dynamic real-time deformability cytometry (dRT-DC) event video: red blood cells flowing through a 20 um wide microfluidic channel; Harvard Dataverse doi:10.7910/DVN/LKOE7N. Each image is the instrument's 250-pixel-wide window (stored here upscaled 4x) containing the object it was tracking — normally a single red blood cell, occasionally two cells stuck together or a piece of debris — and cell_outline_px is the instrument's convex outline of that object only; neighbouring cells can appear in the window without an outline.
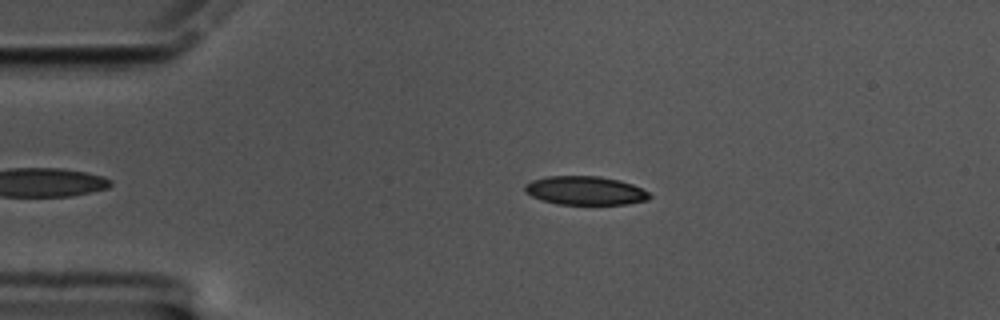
{"species": "common noctule bat (a hibernating species)", "species_latin": "Nyctalus noctula", "temperature_condition": "cold", "stored_images_in_passage": 45, "camera_frame_rate_fps": 3000, "um_per_image_px": 0.085, "animal": {"sex": "male", "body_mass_g": 17.5, "forearm_length_mm": 52.3}, "frame": {"image": 1, "passage_image": 4, "time_ms": 1.0, "image_size_px": [1000, 320], "cell_outline_px": [[652, 196], [648, 200], [628, 204], [556, 204], [540, 200], [524, 192], [524, 184], [532, 180], [548, 176], [600, 176], [620, 180], [632, 184], [648, 192]], "centroid_in_image_um": [49.72, 16.2], "position_along_channel_um": 35.3, "area_um2": 20.98}}
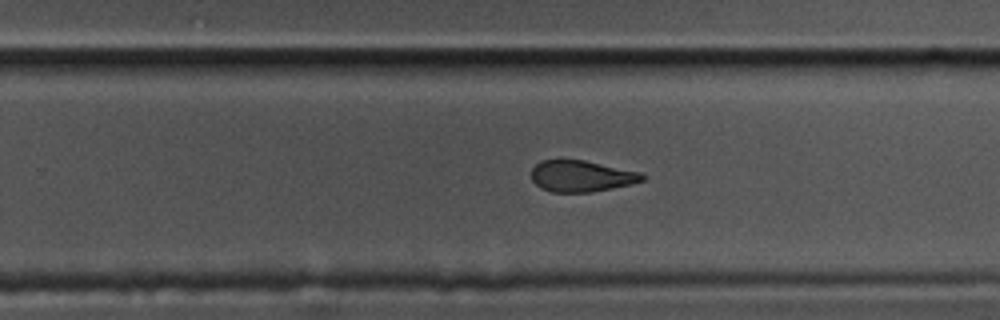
{"frame": {"image": 2, "passage_image": 29, "time_ms": 9.333, "image_size_px": [1000, 320], "cell_outline_px": [[648, 176], [644, 180], [632, 184], [592, 192], [552, 192], [540, 188], [532, 180], [532, 168], [540, 160], [560, 156], [584, 160], [640, 172]], "centroid_in_image_um": [49.38, 14.93], "position_along_channel_um": 280.4, "area_um2": 20.92}}
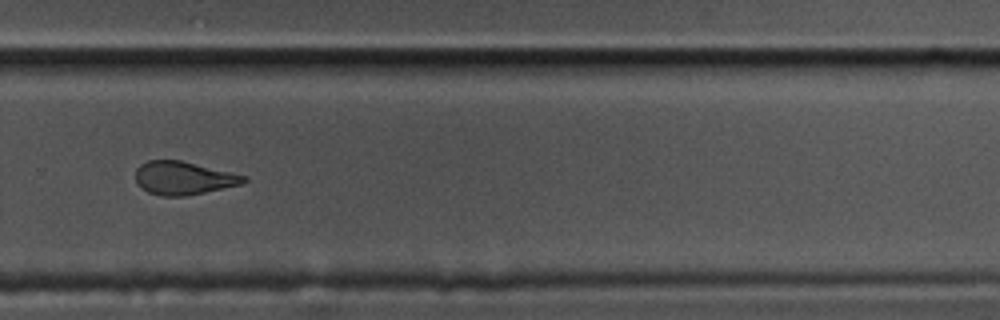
{"frame": {"image": 3, "passage_image": 32, "time_ms": 10.333, "image_size_px": [1000, 320], "cell_outline_px": [[248, 180], [244, 184], [184, 196], [160, 196], [148, 192], [136, 184], [136, 168], [140, 164], [148, 160], [180, 160], [248, 176]], "centroid_in_image_um": [15.6, 15.13], "position_along_channel_um": 314.2, "area_um2": 21.04}, "authors_computed_cell_mechanics": {"area_um2": 22.1374, "velocity_mm_per_s": 3.3859, "shape_relaxation_time_tau1_ms": 4.493, "shape_relaxation_time_tau2_ms": 3.8675, "deformation_change_tau1": 0.1377, "deformation_change_tau2": 0.1007}}